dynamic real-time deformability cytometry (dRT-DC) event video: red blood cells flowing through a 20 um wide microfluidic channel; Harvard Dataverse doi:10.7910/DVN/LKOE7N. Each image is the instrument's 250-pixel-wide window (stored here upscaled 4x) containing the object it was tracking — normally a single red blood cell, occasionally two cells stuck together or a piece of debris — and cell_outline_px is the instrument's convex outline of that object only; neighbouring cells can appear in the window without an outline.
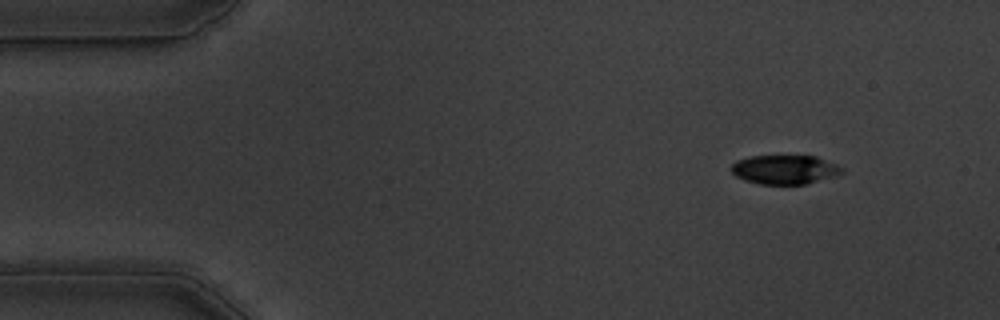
{"species": "common noctule bat (a hibernating species)", "species_latin": "Nyctalus noctula", "temperature_condition": "warm", "stored_images_in_passage": 51, "camera_frame_rate_fps": 3000, "um_per_image_px": 0.085, "animal": {"sex": "male", "body_mass_g": 19.5, "forearm_length_mm": 54.6}, "frame": {"image": 1, "passage_image": 1, "time_ms": 0.0, "image_size_px": [1000, 320], "cell_outline_px": [[844, 172], [840, 176], [808, 184], [760, 184], [744, 180], [736, 176], [732, 172], [732, 164], [736, 160], [752, 156], [816, 156], [836, 164], [844, 168]], "centroid_in_image_um": [66.77, 14.42], "position_along_channel_um": 18.2, "area_um2": 19.02}}
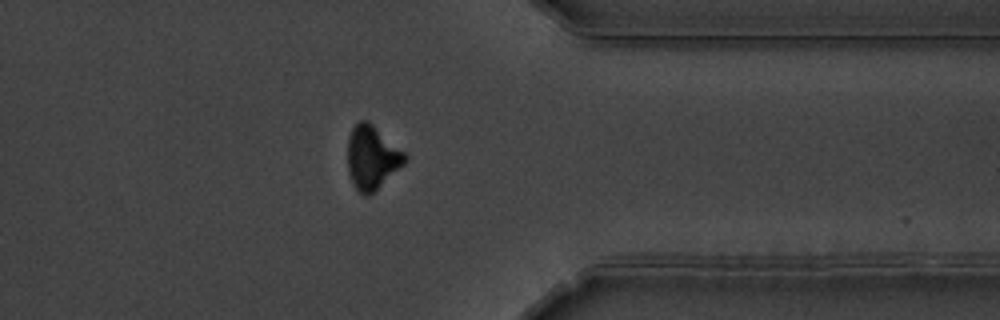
{"frame": {"image": 2, "passage_image": 39, "time_ms": 12.667, "image_size_px": [1000, 320], "cell_outline_px": [[408, 160], [404, 164], [368, 196], [364, 196], [352, 184], [348, 172], [348, 136], [352, 128], [360, 120], [368, 120], [404, 152], [408, 156]], "centroid_in_image_um": [31.6, 13.38], "position_along_channel_um": 379.8, "area_um2": 21.04}}
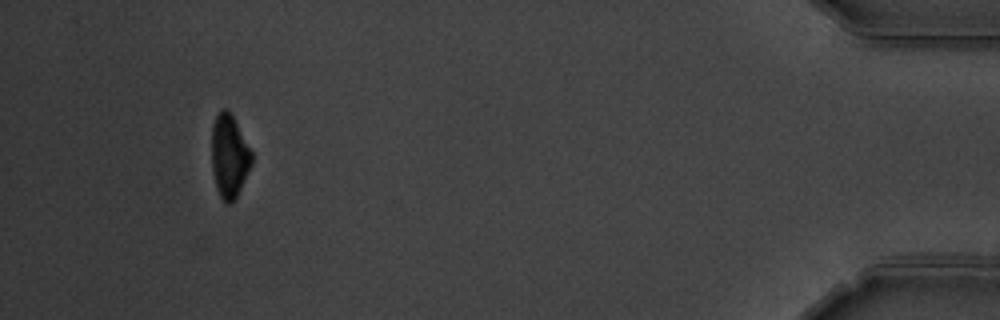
{"frame": {"image": 3, "passage_image": 47, "time_ms": 15.333, "image_size_px": [1000, 320], "cell_outline_px": [[252, 164], [236, 196], [228, 204], [224, 204], [216, 188], [212, 168], [212, 124], [216, 116], [224, 108], [232, 116], [252, 152]], "centroid_in_image_um": [19.47, 13.3], "position_along_channel_um": 415.7, "area_um2": 18.96}, "authors_computed_cell_mechanics": {"area_um2": 21.3282, "velocity_mm_per_s": 3.6208, "shape_relaxation_time_tau1_ms": 2.7488, "shape_relaxation_time_tau2_ms": 4.9965, "deformation_change_tau1": 0.1291, "deformation_change_tau2": 0.1092}}